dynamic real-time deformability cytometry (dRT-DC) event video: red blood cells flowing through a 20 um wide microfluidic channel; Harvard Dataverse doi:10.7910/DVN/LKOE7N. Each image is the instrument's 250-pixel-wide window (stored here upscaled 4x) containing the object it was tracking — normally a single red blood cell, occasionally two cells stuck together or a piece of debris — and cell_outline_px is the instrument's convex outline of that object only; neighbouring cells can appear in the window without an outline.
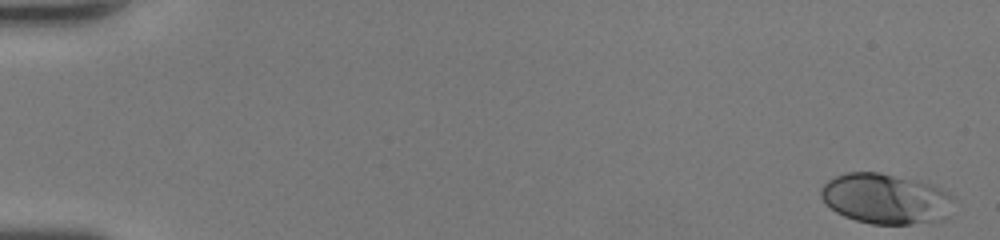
{"species": "human", "species_latin": "Homo sapiens", "temperature_condition": "room temperature", "stored_images_in_passage": 39, "camera_frame_rate_fps": 3000, "um_per_image_px": 0.085, "donor": {"sex": "female"}, "frame": {"image": 1, "passage_image": 1, "time_ms": 0.0, "image_size_px": [1000, 240], "cell_outline_px": [[956, 196], [948, 216], [944, 220], [908, 224], [872, 224], [856, 220], [844, 216], [836, 212], [820, 196], [820, 188], [828, 180], [836, 176], [848, 172], [880, 172], [916, 180], [932, 184]], "centroid_in_image_um": [75.33, 16.89], "position_along_channel_um": 9.7, "area_um2": 39.19}}
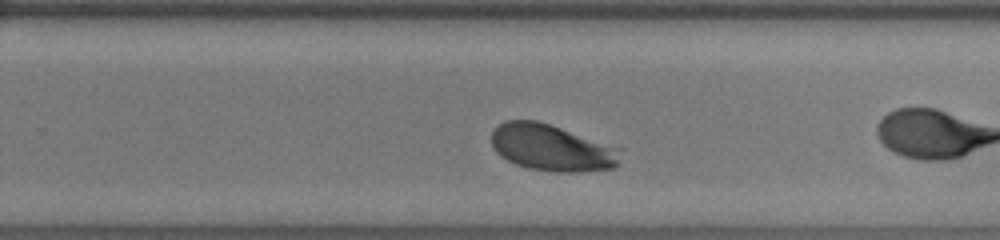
{"frame": {"image": 2, "passage_image": 30, "time_ms": 9.667, "image_size_px": [1000, 240], "cell_outline_px": [[624, 148], [620, 164], [616, 168], [580, 172], [556, 172], [528, 168], [516, 164], [500, 156], [496, 152], [492, 144], [492, 132], [504, 120], [536, 120]], "centroid_in_image_um": [46.99, 12.57], "position_along_channel_um": 282.8, "area_um2": 35.49}}
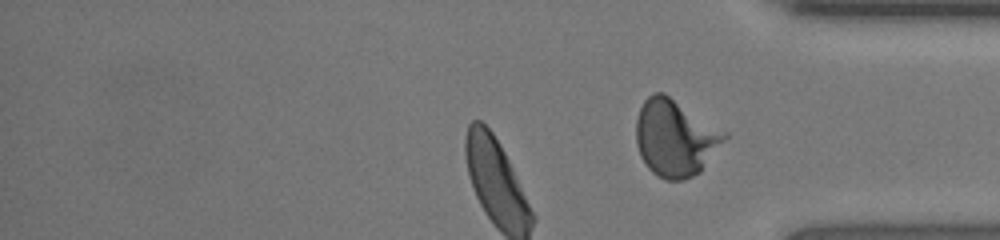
{"frame": {"image": 3, "passage_image": 39, "time_ms": 12.667, "image_size_px": [1000, 240], "cell_outline_px": [[728, 136], [700, 172], [684, 180], [664, 180], [656, 176], [644, 164], [640, 156], [636, 144], [636, 120], [640, 108], [644, 100], [652, 92], [664, 92], [728, 132]], "centroid_in_image_um": [57.38, 11.72], "position_along_channel_um": 377.8, "area_um2": 39.88}, "authors_computed_cell_mechanics": {"area_um2": 35.0268, "velocity_mm_per_s": 4.2603, "shape_relaxation_time_tau1_ms": 2.0772, "shape_relaxation_time_tau2_ms": null, "deformation_change_tau1": 0.1254, "deformation_change_tau2": null}}